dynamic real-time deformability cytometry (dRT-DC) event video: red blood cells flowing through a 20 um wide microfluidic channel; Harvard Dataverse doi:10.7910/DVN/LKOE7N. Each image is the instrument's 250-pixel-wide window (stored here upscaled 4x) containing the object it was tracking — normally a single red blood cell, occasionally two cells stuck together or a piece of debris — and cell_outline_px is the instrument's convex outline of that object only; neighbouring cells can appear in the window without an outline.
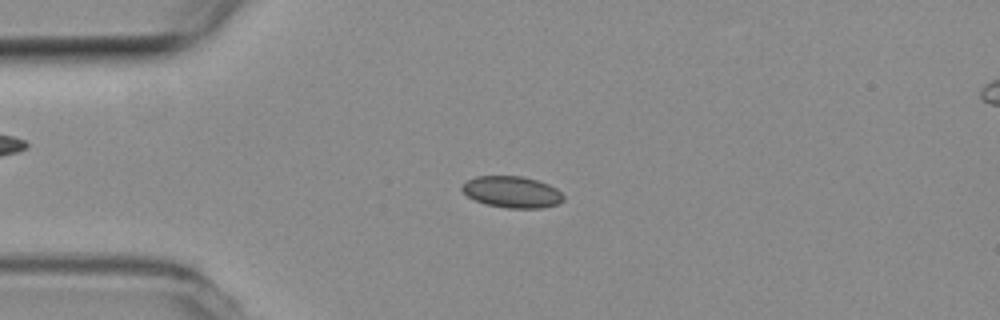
{"species": "common noctule bat (a hibernating species)", "species_latin": "Nyctalus noctula", "temperature_condition": "room temperature", "stored_images_in_passage": 54, "camera_frame_rate_fps": 3000, "um_per_image_px": 0.085, "animal": {"sex": "female", "body_mass_g": 19.3, "forearm_length_mm": 54.1}, "frame": {"image": 1, "passage_image": 13, "time_ms": 4.0, "image_size_px": [1000, 320], "cell_outline_px": [[564, 200], [560, 204], [544, 208], [504, 208], [484, 204], [468, 196], [460, 188], [468, 180], [476, 176], [520, 176], [536, 180], [548, 184], [556, 188], [564, 196]], "centroid_in_image_um": [43.55, 16.33], "position_along_channel_um": 41.5, "area_um2": 18.67}}
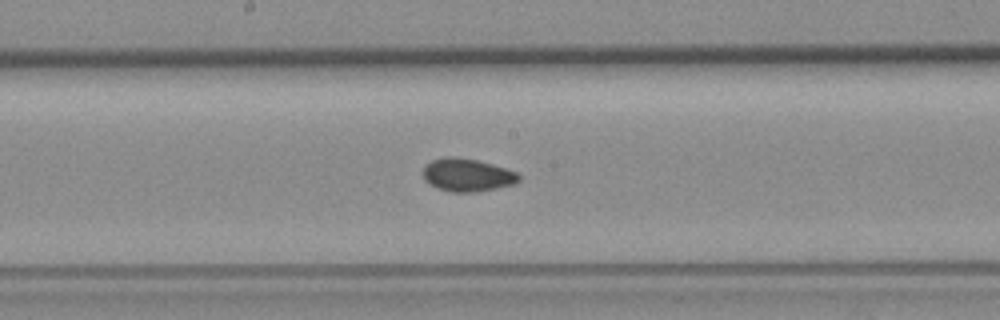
{"frame": {"image": 2, "passage_image": 28, "time_ms": 9.0, "image_size_px": [1000, 320], "cell_outline_px": [[520, 180], [516, 184], [476, 192], [448, 192], [436, 188], [428, 184], [424, 180], [424, 168], [432, 160], [448, 156], [452, 156], [476, 160], [492, 164], [516, 172], [520, 176]], "centroid_in_image_um": [39.71, 14.89], "position_along_channel_um": 208.5, "area_um2": 18.38}}
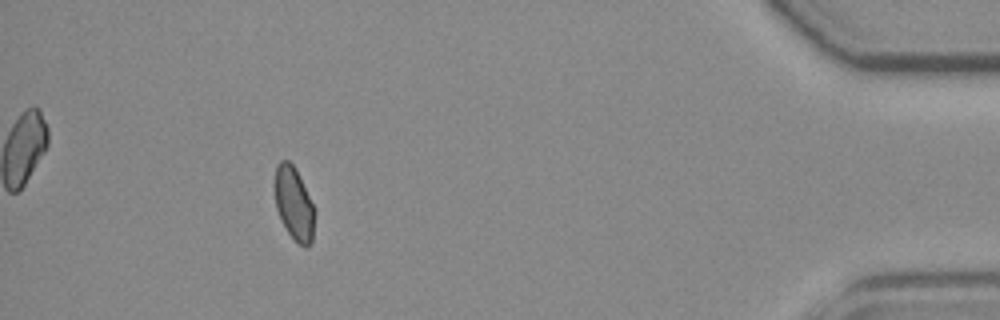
{"frame": {"image": 3, "passage_image": 49, "time_ms": 16.0, "image_size_px": [1000, 320], "cell_outline_px": [[312, 240], [308, 248], [304, 248], [288, 232], [280, 220], [276, 208], [272, 184], [276, 164], [280, 160], [288, 160], [296, 168], [312, 204]], "centroid_in_image_um": [24.89, 17.23], "position_along_channel_um": 410.3, "area_um2": 16.94}, "authors_computed_cell_mechanics": {"area_um2": 18.1492, "velocity_mm_per_s": 3.793, "shape_relaxation_time_tau1_ms": null, "shape_relaxation_time_tau2_ms": 2.4333, "deformation_change_tau1": null, "deformation_change_tau2": 0.0569}}